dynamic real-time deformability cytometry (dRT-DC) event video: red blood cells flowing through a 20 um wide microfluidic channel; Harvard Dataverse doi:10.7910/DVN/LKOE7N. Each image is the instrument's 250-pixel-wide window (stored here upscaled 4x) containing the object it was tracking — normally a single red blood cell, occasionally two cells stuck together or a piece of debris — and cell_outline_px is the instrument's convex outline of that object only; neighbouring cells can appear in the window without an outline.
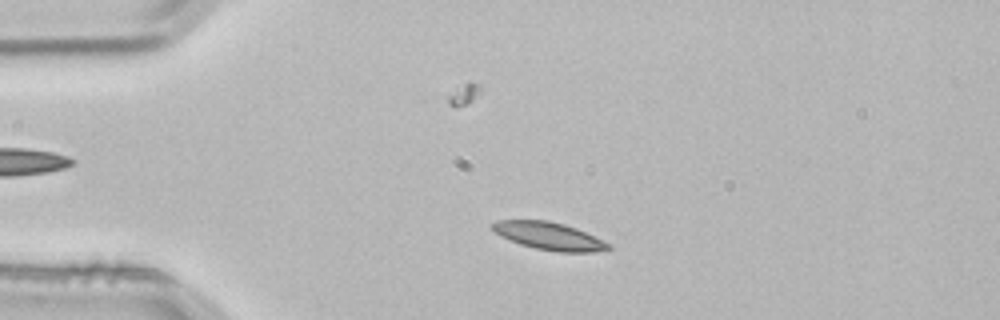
{"species": "common noctule bat (a hibernating species)", "species_latin": "Nyctalus noctula", "temperature_condition": "room temperature", "stored_images_in_passage": 3, "segment_of_instrument_passage": [1, 2], "camera_frame_rate_fps": 3000, "um_per_image_px": 0.085, "animal": {"sex": "male", "body_mass_g": 21.5, "forearm_length_mm": 52.0}, "frame": {"image": 1, "passage_image": 1, "time_ms": 0.0, "image_size_px": [1000, 320], "cell_outline_px": [[612, 248], [592, 252], [556, 252], [536, 248], [520, 244], [500, 236], [488, 228], [488, 224], [496, 220], [548, 220], [564, 224], [576, 228], [612, 244]], "centroid_in_image_um": [46.61, 20.05], "position_along_channel_um": 38.4, "area_um2": 18.9}}